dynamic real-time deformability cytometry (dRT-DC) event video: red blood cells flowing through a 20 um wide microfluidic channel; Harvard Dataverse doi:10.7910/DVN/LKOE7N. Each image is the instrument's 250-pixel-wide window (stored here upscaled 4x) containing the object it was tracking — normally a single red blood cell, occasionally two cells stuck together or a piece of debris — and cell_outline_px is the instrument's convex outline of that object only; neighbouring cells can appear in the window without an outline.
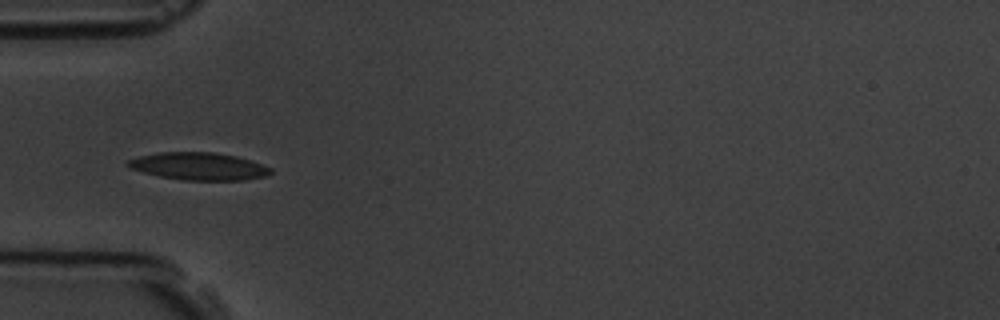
{"species": "common noctule bat (a hibernating species)", "species_latin": "Nyctalus noctula", "temperature_condition": "room temperature", "stored_images_in_passage": 10, "camera_frame_rate_fps": 3000, "um_per_image_px": 0.085, "animal": {"sex": "male", "body_mass_g": 19.5, "forearm_length_mm": 54.6}, "frame": {"image": 1, "passage_image": 6, "time_ms": 6.333, "image_size_px": [1000, 320], "cell_outline_px": [[272, 172], [268, 176], [244, 180], [184, 180], [160, 176], [128, 168], [124, 164], [128, 160], [140, 156], [160, 152], [212, 152], [236, 156], [272, 168]], "centroid_in_image_um": [16.88, 14.14], "position_along_channel_um": 68.1, "area_um2": 22.77}}
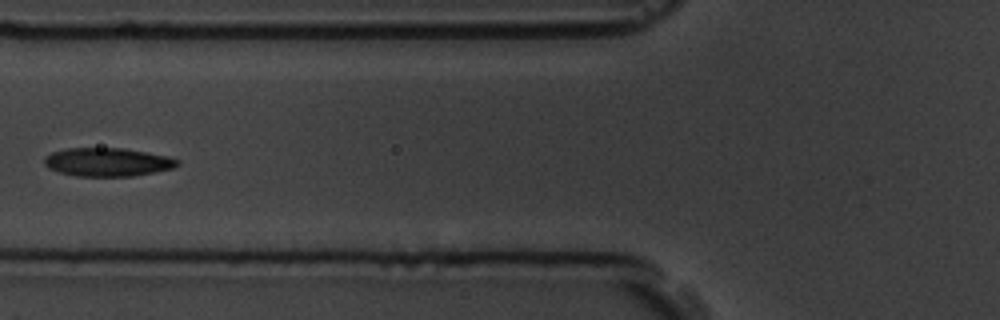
{"frame": {"image": 2, "passage_image": 7, "time_ms": 7.667, "image_size_px": [1000, 320], "cell_outline_px": [[180, 164], [172, 168], [132, 176], [76, 176], [60, 172], [48, 168], [44, 164], [44, 156], [52, 152], [68, 148], [124, 148], [168, 156], [180, 160]], "centroid_in_image_um": [9.12, 13.77], "position_along_channel_um": 116.7, "area_um2": 22.02}}
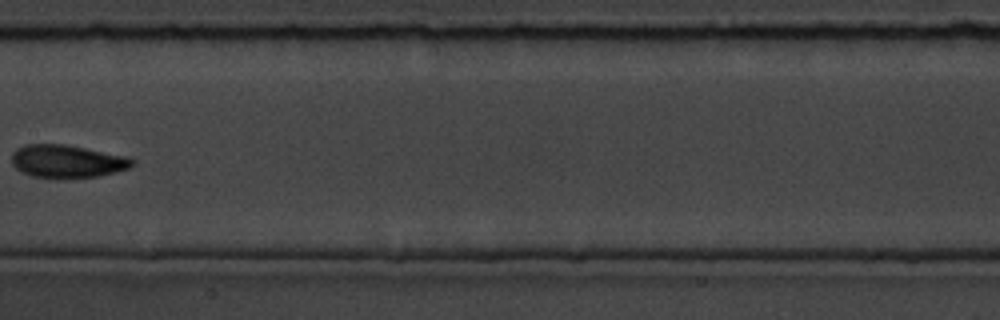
{"frame": {"image": 3, "passage_image": 9, "time_ms": 10.0, "image_size_px": [1000, 320], "cell_outline_px": [[136, 160], [128, 168], [100, 176], [64, 180], [56, 180], [32, 176], [16, 168], [12, 164], [12, 152], [16, 148], [28, 144], [64, 144], [128, 156]], "centroid_in_image_um": [5.7, 13.74], "position_along_channel_um": 201.7, "area_um2": 23.58}}